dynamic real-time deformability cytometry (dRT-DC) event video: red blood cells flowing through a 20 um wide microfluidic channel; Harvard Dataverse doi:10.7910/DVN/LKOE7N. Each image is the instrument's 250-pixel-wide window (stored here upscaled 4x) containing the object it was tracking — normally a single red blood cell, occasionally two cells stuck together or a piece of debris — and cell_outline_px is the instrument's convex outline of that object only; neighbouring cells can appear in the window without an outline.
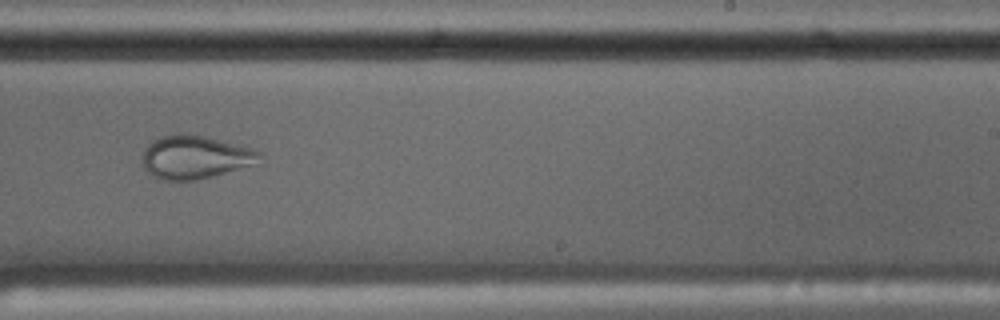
{"species": "common noctule bat (a hibernating species)", "species_latin": "Nyctalus noctula", "temperature_condition": "cold", "stored_images_in_passage": 9, "camera_frame_rate_fps": 3000, "um_per_image_px": 0.085, "animal": {"sex": "male", "body_mass_g": 17.5, "forearm_length_mm": 52.3}, "frame": {"image": 1, "passage_image": 6, "time_ms": 5.667, "image_size_px": [1000, 320], "cell_outline_px": [[260, 164], [196, 180], [164, 180], [152, 176], [144, 168], [144, 152], [148, 144], [152, 140], [164, 136], [180, 132], [184, 132], [204, 136], [256, 148], [260, 152]], "centroid_in_image_um": [16.65, 13.35], "position_along_channel_um": 272.4, "area_um2": 29.82}}
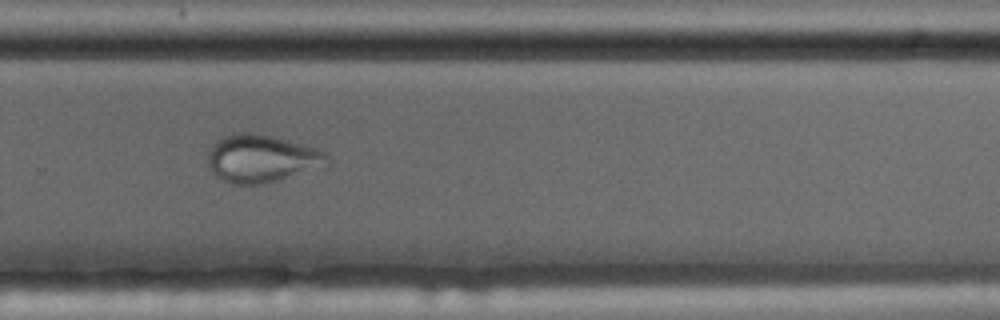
{"frame": {"image": 2, "passage_image": 7, "time_ms": 6.667, "image_size_px": [1000, 320], "cell_outline_px": [[332, 160], [280, 180], [264, 184], [232, 184], [216, 176], [208, 164], [208, 148], [216, 140], [232, 132], [256, 132], [288, 140], [316, 148], [324, 152]], "centroid_in_image_um": [22.15, 13.45], "position_along_channel_um": 307.7, "area_um2": 32.89}}